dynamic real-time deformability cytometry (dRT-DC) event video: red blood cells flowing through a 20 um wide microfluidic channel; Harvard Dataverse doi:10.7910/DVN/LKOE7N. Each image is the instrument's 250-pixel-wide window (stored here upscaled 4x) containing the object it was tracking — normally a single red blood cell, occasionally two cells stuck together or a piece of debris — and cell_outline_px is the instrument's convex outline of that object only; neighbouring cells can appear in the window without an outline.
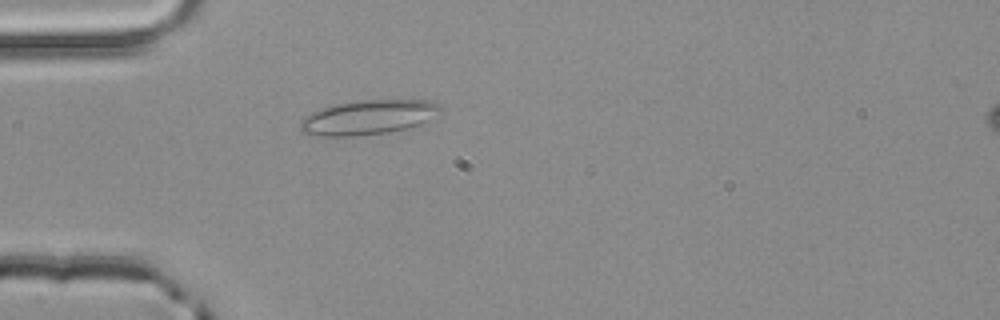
{"species": "common noctule bat (a hibernating species)", "species_latin": "Nyctalus noctula", "temperature_condition": "room temperature", "stored_images_in_passage": 1, "camera_frame_rate_fps": 3000, "um_per_image_px": 0.085, "animal": {"sex": "male", "body_mass_g": 20.4}, "frame": {"image": 1, "passage_image": 1, "time_ms": 0.0, "image_size_px": [1000, 320], "cell_outline_px": [[444, 108], [428, 120], [420, 124], [388, 132], [352, 136], [320, 136], [300, 132], [300, 120], [304, 116], [312, 112], [336, 104], [360, 100], [424, 100], [440, 104]], "centroid_in_image_um": [31.28, 9.97], "position_along_channel_um": 53.7, "area_um2": 27.98}}